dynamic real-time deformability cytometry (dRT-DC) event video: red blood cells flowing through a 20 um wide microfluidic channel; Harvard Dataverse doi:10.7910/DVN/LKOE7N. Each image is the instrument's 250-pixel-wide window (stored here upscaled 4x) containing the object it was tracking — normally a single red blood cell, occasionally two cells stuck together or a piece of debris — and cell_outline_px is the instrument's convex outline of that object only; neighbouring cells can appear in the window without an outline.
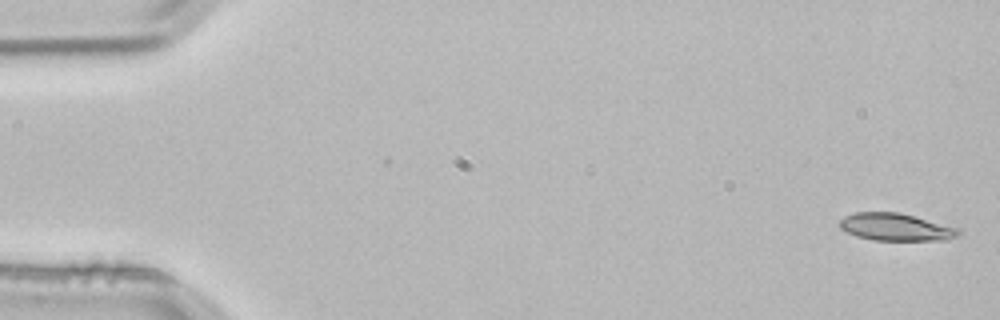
{"species": "common noctule bat (a hibernating species)", "species_latin": "Nyctalus noctula", "temperature_condition": "room temperature", "stored_images_in_passage": 3, "camera_frame_rate_fps": 3000, "um_per_image_px": 0.085, "animal": {"sex": "male", "body_mass_g": 21.5, "forearm_length_mm": 52.0}, "frame": {"image": 1, "passage_image": 1, "time_ms": 0.0, "image_size_px": [1000, 320], "cell_outline_px": [[960, 232], [956, 236], [948, 240], [872, 240], [856, 236], [840, 228], [840, 220], [844, 216], [856, 212], [900, 212], [960, 228]], "centroid_in_image_um": [76.15, 19.29], "position_along_channel_um": 8.8, "area_um2": 19.02}}
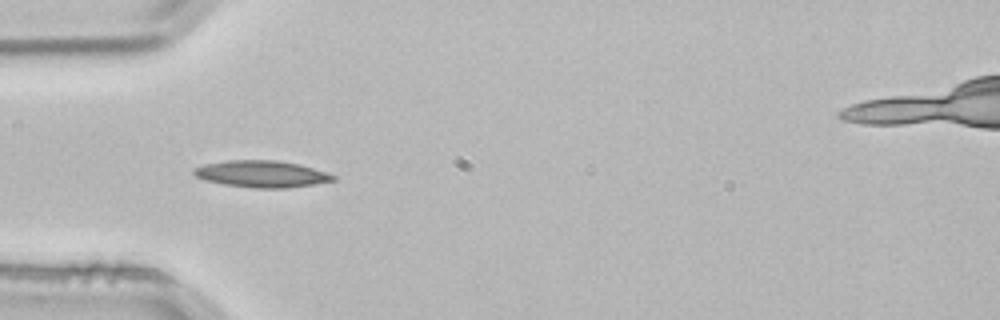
{"frame": {"image": 2, "passage_image": 3, "time_ms": 0.667, "image_size_px": [1000, 320], "cell_outline_px": [[336, 180], [288, 188], [256, 188], [224, 184], [204, 180], [196, 176], [192, 172], [192, 168], [204, 164], [228, 160], [276, 160], [300, 164], [336, 176]], "centroid_in_image_um": [22.2, 14.78], "position_along_channel_um": 62.8, "area_um2": 21.62}}